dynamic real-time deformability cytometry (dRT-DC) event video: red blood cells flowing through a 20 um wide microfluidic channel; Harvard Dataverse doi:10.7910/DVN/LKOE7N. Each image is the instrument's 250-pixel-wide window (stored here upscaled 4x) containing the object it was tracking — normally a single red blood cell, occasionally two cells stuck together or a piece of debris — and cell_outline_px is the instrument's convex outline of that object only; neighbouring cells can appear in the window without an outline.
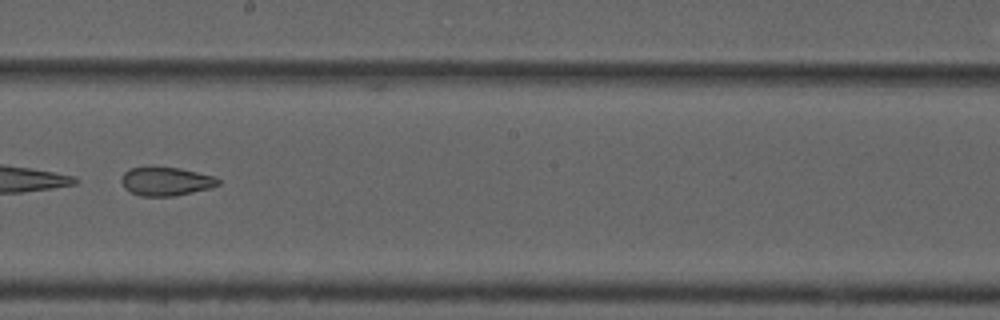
{"species": "common noctule bat (a hibernating species)", "species_latin": "Nyctalus noctula", "temperature_condition": "cold", "stored_images_in_passage": 53, "camera_frame_rate_fps": 3000, "um_per_image_px": 0.085, "animal": {"sex": "male", "forearm_length_mm": 52.5}, "frame": {"image": 1, "passage_image": 31, "time_ms": 10.0, "image_size_px": [1000, 320], "cell_outline_px": [[220, 184], [208, 188], [192, 192], [172, 196], [140, 196], [124, 188], [120, 180], [124, 172], [132, 168], [180, 168], [216, 176], [220, 180]], "centroid_in_image_um": [14.12, 15.42], "position_along_channel_um": 234.1, "area_um2": 15.9}}